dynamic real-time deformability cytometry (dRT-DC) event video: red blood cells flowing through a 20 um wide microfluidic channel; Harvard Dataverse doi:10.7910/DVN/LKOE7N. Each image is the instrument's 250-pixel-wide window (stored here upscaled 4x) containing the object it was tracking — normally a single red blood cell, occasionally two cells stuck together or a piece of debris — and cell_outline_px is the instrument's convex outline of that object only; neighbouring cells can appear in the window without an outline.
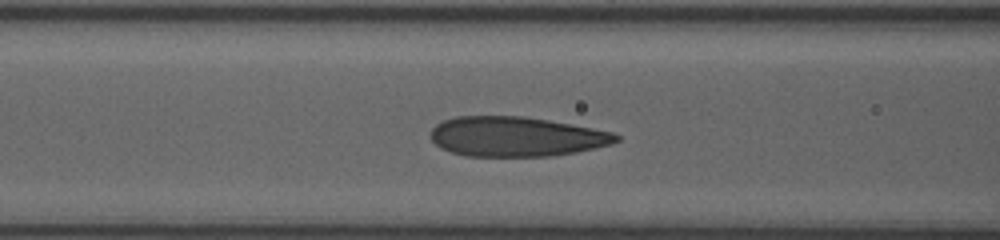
{"species": "human", "species_latin": "Homo sapiens", "temperature_condition": "room temperature", "stored_images_in_passage": 10, "camera_frame_rate_fps": 3000, "um_per_image_px": 0.085, "donor": {"sex": "female"}, "frame": {"image": 1, "passage_image": 9, "time_ms": 2.667, "image_size_px": [1000, 240], "cell_outline_px": [[620, 140], [612, 144], [576, 152], [552, 156], [464, 156], [440, 148], [428, 136], [432, 128], [436, 124], [444, 120], [456, 116], [524, 116], [548, 120], [592, 128], [612, 132], [620, 136]], "centroid_in_image_um": [43.84, 11.61], "position_along_channel_um": 122.8, "area_um2": 43.12}}